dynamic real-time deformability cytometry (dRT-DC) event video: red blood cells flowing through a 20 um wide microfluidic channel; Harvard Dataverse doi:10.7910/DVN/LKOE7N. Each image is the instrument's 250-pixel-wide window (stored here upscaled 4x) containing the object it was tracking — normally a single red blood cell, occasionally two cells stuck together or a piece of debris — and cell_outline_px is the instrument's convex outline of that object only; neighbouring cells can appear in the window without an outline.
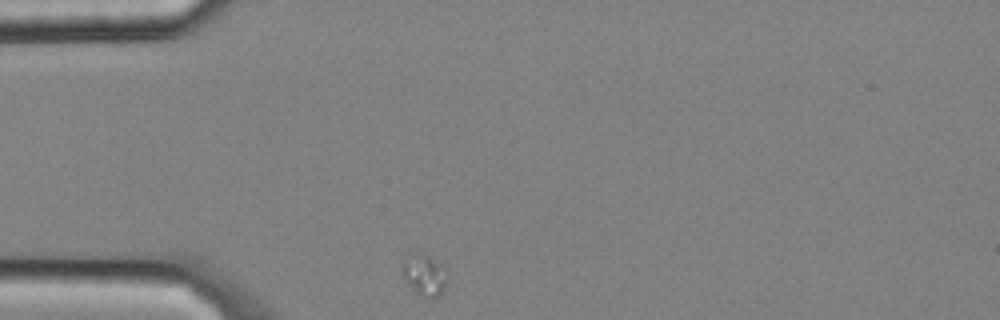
{"species": "common noctule bat (a hibernating species)", "species_latin": "Nyctalus noctula", "temperature_condition": "cold", "stored_images_in_passage": 1, "camera_frame_rate_fps": 3000, "um_per_image_px": 0.085, "animal": {"sex": "male", "body_mass_g": 20.4}, "frame": {"image": 1, "passage_image": 1, "time_ms": 0.0, "image_size_px": [1000, 320], "cell_outline_px": [[448, 276], [444, 292], [436, 300], [432, 300], [416, 292], [412, 288], [400, 272], [400, 268], [404, 260], [416, 256], [428, 256], [444, 264], [448, 268]], "centroid_in_image_um": [36.17, 23.45], "position_along_channel_um": 48.8, "area_um2": 10.92}}